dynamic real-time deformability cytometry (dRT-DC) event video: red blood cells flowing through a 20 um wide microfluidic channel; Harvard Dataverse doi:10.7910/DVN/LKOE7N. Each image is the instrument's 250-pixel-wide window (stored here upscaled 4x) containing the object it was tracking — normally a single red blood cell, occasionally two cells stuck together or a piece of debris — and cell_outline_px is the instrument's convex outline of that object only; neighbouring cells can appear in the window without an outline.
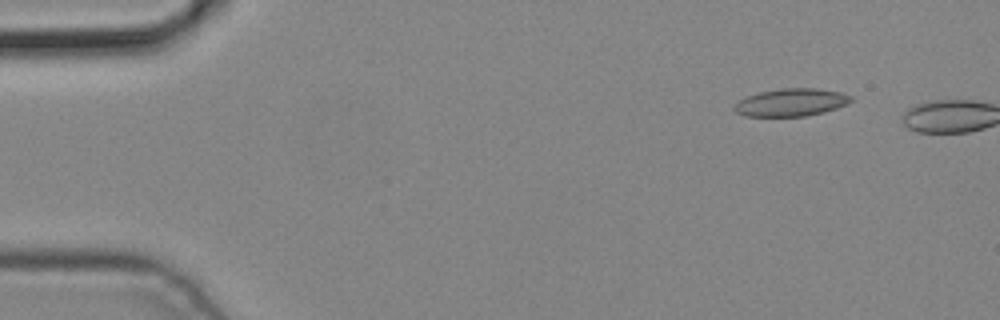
{"species": "common noctule bat (a hibernating species)", "species_latin": "Nyctalus noctula", "temperature_condition": "cold", "stored_images_in_passage": 2, "camera_frame_rate_fps": 3000, "um_per_image_px": 0.085, "animal": {"sex": "male", "body_mass_g": 19.2, "forearm_length_mm": 51.8}, "frame": {"image": 1, "passage_image": 2, "time_ms": 0.333, "image_size_px": [1000, 320], "cell_outline_px": [[852, 100], [848, 104], [824, 112], [808, 116], [744, 116], [736, 112], [732, 108], [740, 100], [748, 96], [760, 92], [780, 88], [816, 88], [840, 92], [852, 96]], "centroid_in_image_um": [67.27, 8.7], "position_along_channel_um": 17.7, "area_um2": 18.79}}